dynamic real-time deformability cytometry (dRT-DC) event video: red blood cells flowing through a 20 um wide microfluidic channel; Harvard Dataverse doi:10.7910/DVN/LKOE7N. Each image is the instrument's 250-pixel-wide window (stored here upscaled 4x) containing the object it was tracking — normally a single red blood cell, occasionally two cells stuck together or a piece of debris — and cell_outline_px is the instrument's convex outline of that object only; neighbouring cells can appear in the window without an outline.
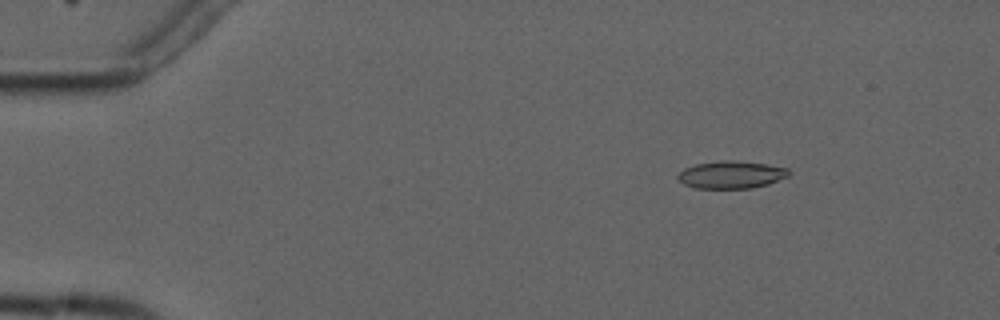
{"species": "common noctule bat (a hibernating species)", "species_latin": "Nyctalus noctula", "temperature_condition": "cold", "stored_images_in_passage": 5, "camera_frame_rate_fps": 3000, "um_per_image_px": 0.085, "animal": {"sex": "male", "forearm_length_mm": 52.5}, "frame": {"image": 1, "passage_image": 3, "time_ms": 2.333, "image_size_px": [1000, 320], "cell_outline_px": [[792, 172], [788, 176], [768, 184], [752, 188], [692, 188], [684, 184], [676, 176], [684, 168], [696, 164], [720, 160], [732, 160], [768, 164], [788, 168]], "centroid_in_image_um": [62.17, 14.84], "position_along_channel_um": 22.8, "area_um2": 17.86}}